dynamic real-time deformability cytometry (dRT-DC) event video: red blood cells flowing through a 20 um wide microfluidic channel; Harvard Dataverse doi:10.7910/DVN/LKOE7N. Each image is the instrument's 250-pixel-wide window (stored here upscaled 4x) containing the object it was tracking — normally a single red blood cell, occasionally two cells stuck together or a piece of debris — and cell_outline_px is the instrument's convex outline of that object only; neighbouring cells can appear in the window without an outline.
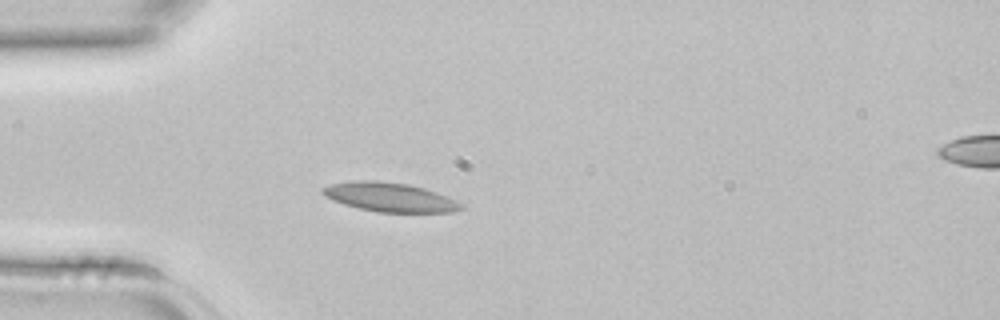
{"species": "common noctule bat (a hibernating species)", "species_latin": "Nyctalus noctula", "temperature_condition": "room temperature", "stored_images_in_passage": 2, "camera_frame_rate_fps": 3000, "um_per_image_px": 0.085, "animal": {"sex": "female", "body_mass_g": 22.7, "forearm_length_mm": 54.2}, "frame": {"image": 1, "passage_image": 2, "time_ms": 0.333, "image_size_px": [1000, 320], "cell_outline_px": [[464, 208], [452, 212], [376, 212], [344, 204], [324, 196], [320, 192], [320, 188], [332, 184], [352, 180], [376, 180], [408, 184], [424, 188], [448, 196], [464, 204]], "centroid_in_image_um": [33.13, 16.75], "position_along_channel_um": 51.9, "area_um2": 23.58}}